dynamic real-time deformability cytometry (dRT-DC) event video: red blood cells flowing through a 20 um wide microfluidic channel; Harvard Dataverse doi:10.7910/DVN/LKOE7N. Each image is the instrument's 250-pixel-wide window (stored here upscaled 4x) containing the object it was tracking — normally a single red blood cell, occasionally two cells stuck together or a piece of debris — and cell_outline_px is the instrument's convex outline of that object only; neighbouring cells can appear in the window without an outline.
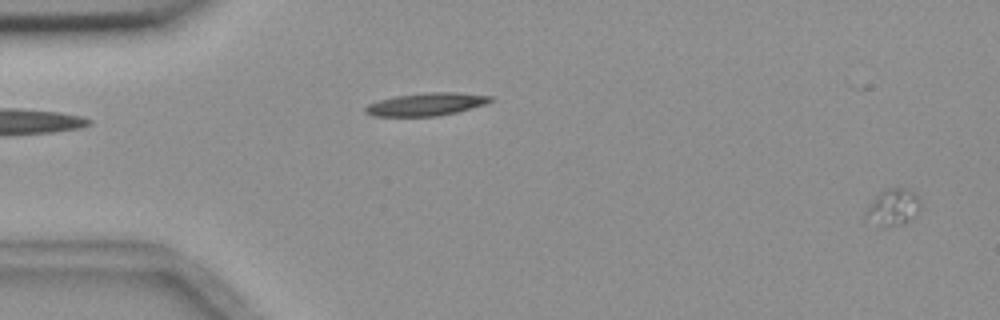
{"species": "common noctule bat (a hibernating species)", "species_latin": "Nyctalus noctula", "temperature_condition": "room temperature", "stored_images_in_passage": 4, "segment_of_instrument_passage": [1, 2], "camera_frame_rate_fps": 3000, "um_per_image_px": 0.085, "animal": {"sex": "female", "body_mass_g": 18.4}, "frame": {"image": 1, "passage_image": 1, "time_ms": 0.0, "image_size_px": [1000, 320], "cell_outline_px": [[920, 204], [912, 216], [904, 224], [884, 228], [880, 228], [864, 216], [868, 208], [876, 196], [880, 192], [888, 188], [904, 188], [912, 192], [920, 200]], "centroid_in_image_um": [75.86, 17.64], "position_along_channel_um": 9.1, "area_um2": 11.33}}